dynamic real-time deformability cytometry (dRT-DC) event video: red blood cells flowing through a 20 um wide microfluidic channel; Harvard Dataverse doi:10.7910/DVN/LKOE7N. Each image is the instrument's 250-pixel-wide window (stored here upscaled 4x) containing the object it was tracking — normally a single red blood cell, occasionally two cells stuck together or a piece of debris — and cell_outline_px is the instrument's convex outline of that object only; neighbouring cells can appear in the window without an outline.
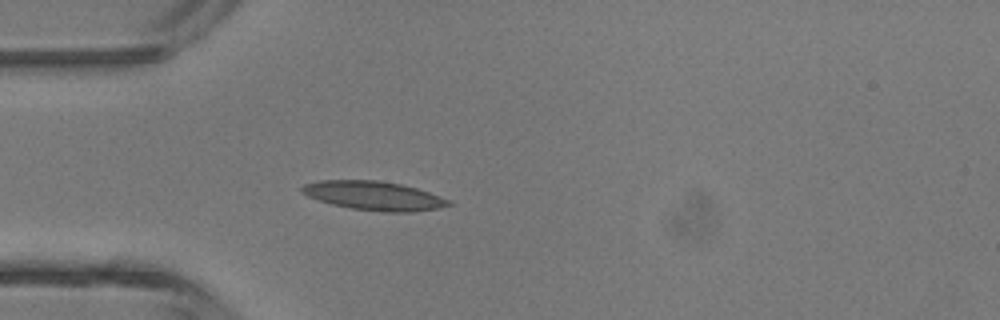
{"species": "common noctule bat (a hibernating species)", "species_latin": "Nyctalus noctula", "temperature_condition": "room temperature", "stored_images_in_passage": 37, "camera_frame_rate_fps": 3000, "um_per_image_px": 0.085, "animal": {"sex": "male", "body_mass_g": 13.3}, "frame": {"image": 1, "passage_image": 5, "time_ms": 1.333, "image_size_px": [1000, 320], "cell_outline_px": [[452, 204], [440, 208], [412, 212], [384, 212], [352, 208], [332, 204], [308, 196], [300, 192], [300, 188], [304, 184], [320, 180], [376, 180], [400, 184], [416, 188], [452, 200]], "centroid_in_image_um": [31.79, 16.63], "position_along_channel_um": 53.2, "area_um2": 24.68}}
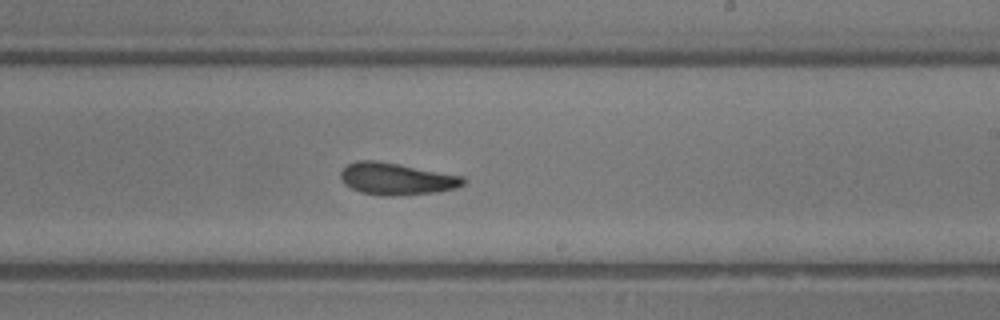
{"frame": {"image": 2, "passage_image": 19, "time_ms": 6.0, "image_size_px": [1000, 320], "cell_outline_px": [[468, 180], [464, 184], [456, 188], [440, 192], [392, 196], [384, 196], [360, 192], [344, 184], [340, 180], [340, 172], [348, 164], [356, 160], [376, 160], [464, 176]], "centroid_in_image_um": [33.71, 15.21], "position_along_channel_um": 255.3, "area_um2": 23.06}}
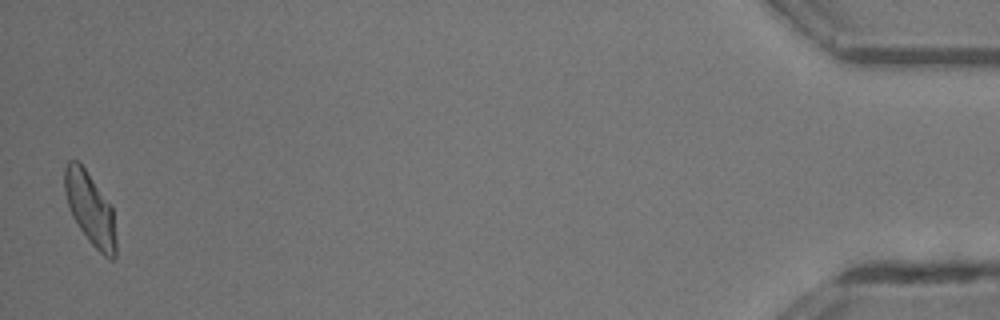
{"frame": {"image": 3, "passage_image": 37, "time_ms": 12.0, "image_size_px": [1000, 320], "cell_outline_px": [[116, 256], [112, 260], [108, 260], [88, 240], [72, 216], [64, 192], [64, 168], [68, 160], [76, 160], [84, 168], [112, 204], [116, 240]], "centroid_in_image_um": [7.68, 17.75], "position_along_channel_um": 427.5, "area_um2": 21.73}, "authors_computed_cell_mechanics": {"area_um2": 22.3108, "velocity_mm_per_s": 4.4902, "shape_relaxation_time_tau1_ms": 8.5131, "shape_relaxation_time_tau2_ms": 2.32, "deformation_change_tau1": 0.2236, "deformation_change_tau2": 0.0959}}